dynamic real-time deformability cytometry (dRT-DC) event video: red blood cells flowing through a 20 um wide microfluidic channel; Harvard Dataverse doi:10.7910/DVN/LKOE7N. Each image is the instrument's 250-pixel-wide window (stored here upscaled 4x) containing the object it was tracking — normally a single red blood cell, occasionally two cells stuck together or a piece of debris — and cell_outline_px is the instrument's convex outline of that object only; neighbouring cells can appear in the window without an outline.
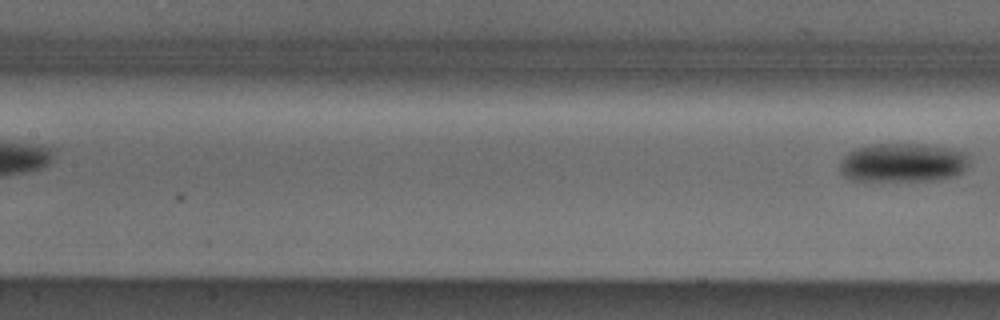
{"species": "Egyptian fruit bat (a non-hibernating species)", "species_latin": "Rousettus aegyptiacus", "temperature_condition": "cold", "stored_images_in_passage": 8, "segment_of_instrument_passage": [2, 2], "camera_frame_rate_fps": 3000, "um_per_image_px": 0.085, "animal": {"sex": "male"}, "frame": {"image": 1, "passage_image": 8, "time_ms": 8.333, "image_size_px": [1000, 320], "cell_outline_px": [[972, 156], [968, 164], [960, 172], [952, 176], [932, 180], [852, 180], [844, 176], [840, 172], [840, 160], [848, 152], [856, 148], [868, 144], [928, 144], [968, 152]], "centroid_in_image_um": [76.74, 13.8], "position_along_channel_um": 130.7, "area_um2": 29.48}}